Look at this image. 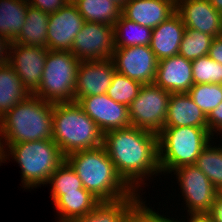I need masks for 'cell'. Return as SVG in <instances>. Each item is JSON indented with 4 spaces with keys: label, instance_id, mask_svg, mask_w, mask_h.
<instances>
[{
    "label": "cell",
    "instance_id": "obj_1",
    "mask_svg": "<svg viewBox=\"0 0 222 222\" xmlns=\"http://www.w3.org/2000/svg\"><path fill=\"white\" fill-rule=\"evenodd\" d=\"M102 146L118 175L137 193L144 190L147 179L161 174L158 134L129 126L104 133Z\"/></svg>",
    "mask_w": 222,
    "mask_h": 222
},
{
    "label": "cell",
    "instance_id": "obj_2",
    "mask_svg": "<svg viewBox=\"0 0 222 222\" xmlns=\"http://www.w3.org/2000/svg\"><path fill=\"white\" fill-rule=\"evenodd\" d=\"M65 160L81 179L83 187L100 201L119 200L134 192L118 175L103 146L75 151Z\"/></svg>",
    "mask_w": 222,
    "mask_h": 222
},
{
    "label": "cell",
    "instance_id": "obj_3",
    "mask_svg": "<svg viewBox=\"0 0 222 222\" xmlns=\"http://www.w3.org/2000/svg\"><path fill=\"white\" fill-rule=\"evenodd\" d=\"M53 111L54 103L30 94L0 118L3 144L53 139Z\"/></svg>",
    "mask_w": 222,
    "mask_h": 222
},
{
    "label": "cell",
    "instance_id": "obj_4",
    "mask_svg": "<svg viewBox=\"0 0 222 222\" xmlns=\"http://www.w3.org/2000/svg\"><path fill=\"white\" fill-rule=\"evenodd\" d=\"M66 157L103 145V133L77 102L54 103L53 139Z\"/></svg>",
    "mask_w": 222,
    "mask_h": 222
},
{
    "label": "cell",
    "instance_id": "obj_5",
    "mask_svg": "<svg viewBox=\"0 0 222 222\" xmlns=\"http://www.w3.org/2000/svg\"><path fill=\"white\" fill-rule=\"evenodd\" d=\"M3 147L5 161L12 158L19 164L25 189L47 185L53 172L65 161V156L52 139L3 144Z\"/></svg>",
    "mask_w": 222,
    "mask_h": 222
},
{
    "label": "cell",
    "instance_id": "obj_6",
    "mask_svg": "<svg viewBox=\"0 0 222 222\" xmlns=\"http://www.w3.org/2000/svg\"><path fill=\"white\" fill-rule=\"evenodd\" d=\"M212 138L208 128L164 127L158 133V157L161 174L169 175L178 167L195 164L201 151Z\"/></svg>",
    "mask_w": 222,
    "mask_h": 222
},
{
    "label": "cell",
    "instance_id": "obj_7",
    "mask_svg": "<svg viewBox=\"0 0 222 222\" xmlns=\"http://www.w3.org/2000/svg\"><path fill=\"white\" fill-rule=\"evenodd\" d=\"M79 63L71 51L49 50L41 83L33 94L51 103L75 102Z\"/></svg>",
    "mask_w": 222,
    "mask_h": 222
},
{
    "label": "cell",
    "instance_id": "obj_8",
    "mask_svg": "<svg viewBox=\"0 0 222 222\" xmlns=\"http://www.w3.org/2000/svg\"><path fill=\"white\" fill-rule=\"evenodd\" d=\"M170 95L154 83L142 85L128 106L131 126L158 134L164 128Z\"/></svg>",
    "mask_w": 222,
    "mask_h": 222
},
{
    "label": "cell",
    "instance_id": "obj_9",
    "mask_svg": "<svg viewBox=\"0 0 222 222\" xmlns=\"http://www.w3.org/2000/svg\"><path fill=\"white\" fill-rule=\"evenodd\" d=\"M172 172L182 190L187 215H206L220 192L194 164L178 167Z\"/></svg>",
    "mask_w": 222,
    "mask_h": 222
},
{
    "label": "cell",
    "instance_id": "obj_10",
    "mask_svg": "<svg viewBox=\"0 0 222 222\" xmlns=\"http://www.w3.org/2000/svg\"><path fill=\"white\" fill-rule=\"evenodd\" d=\"M114 50V26L87 21L75 36L71 47V52L80 61L109 59Z\"/></svg>",
    "mask_w": 222,
    "mask_h": 222
},
{
    "label": "cell",
    "instance_id": "obj_11",
    "mask_svg": "<svg viewBox=\"0 0 222 222\" xmlns=\"http://www.w3.org/2000/svg\"><path fill=\"white\" fill-rule=\"evenodd\" d=\"M111 59L115 70L128 78L142 85L154 82L158 60L150 46L115 48Z\"/></svg>",
    "mask_w": 222,
    "mask_h": 222
},
{
    "label": "cell",
    "instance_id": "obj_12",
    "mask_svg": "<svg viewBox=\"0 0 222 222\" xmlns=\"http://www.w3.org/2000/svg\"><path fill=\"white\" fill-rule=\"evenodd\" d=\"M48 51V48L41 46H27L19 43L10 45L8 64L15 69L17 76L30 94H33L41 83Z\"/></svg>",
    "mask_w": 222,
    "mask_h": 222
},
{
    "label": "cell",
    "instance_id": "obj_13",
    "mask_svg": "<svg viewBox=\"0 0 222 222\" xmlns=\"http://www.w3.org/2000/svg\"><path fill=\"white\" fill-rule=\"evenodd\" d=\"M77 103L103 134L131 126L128 107L115 102L106 93L82 97Z\"/></svg>",
    "mask_w": 222,
    "mask_h": 222
},
{
    "label": "cell",
    "instance_id": "obj_14",
    "mask_svg": "<svg viewBox=\"0 0 222 222\" xmlns=\"http://www.w3.org/2000/svg\"><path fill=\"white\" fill-rule=\"evenodd\" d=\"M84 23V18L72 1L49 14L47 48L52 51H71L74 38Z\"/></svg>",
    "mask_w": 222,
    "mask_h": 222
},
{
    "label": "cell",
    "instance_id": "obj_15",
    "mask_svg": "<svg viewBox=\"0 0 222 222\" xmlns=\"http://www.w3.org/2000/svg\"><path fill=\"white\" fill-rule=\"evenodd\" d=\"M115 71L111 58L80 61L76 77L75 102L82 97L105 94L111 85Z\"/></svg>",
    "mask_w": 222,
    "mask_h": 222
},
{
    "label": "cell",
    "instance_id": "obj_16",
    "mask_svg": "<svg viewBox=\"0 0 222 222\" xmlns=\"http://www.w3.org/2000/svg\"><path fill=\"white\" fill-rule=\"evenodd\" d=\"M176 12L186 29L222 36V14L208 0H176Z\"/></svg>",
    "mask_w": 222,
    "mask_h": 222
},
{
    "label": "cell",
    "instance_id": "obj_17",
    "mask_svg": "<svg viewBox=\"0 0 222 222\" xmlns=\"http://www.w3.org/2000/svg\"><path fill=\"white\" fill-rule=\"evenodd\" d=\"M153 83L171 94L188 93L194 85L192 61L179 54L159 60Z\"/></svg>",
    "mask_w": 222,
    "mask_h": 222
},
{
    "label": "cell",
    "instance_id": "obj_18",
    "mask_svg": "<svg viewBox=\"0 0 222 222\" xmlns=\"http://www.w3.org/2000/svg\"><path fill=\"white\" fill-rule=\"evenodd\" d=\"M176 12V0H128L121 14L151 29L159 26Z\"/></svg>",
    "mask_w": 222,
    "mask_h": 222
},
{
    "label": "cell",
    "instance_id": "obj_19",
    "mask_svg": "<svg viewBox=\"0 0 222 222\" xmlns=\"http://www.w3.org/2000/svg\"><path fill=\"white\" fill-rule=\"evenodd\" d=\"M184 32L185 25L177 12L152 29L150 49L158 61L179 54Z\"/></svg>",
    "mask_w": 222,
    "mask_h": 222
},
{
    "label": "cell",
    "instance_id": "obj_20",
    "mask_svg": "<svg viewBox=\"0 0 222 222\" xmlns=\"http://www.w3.org/2000/svg\"><path fill=\"white\" fill-rule=\"evenodd\" d=\"M187 126L208 128L207 116L188 93H173L170 95L164 127Z\"/></svg>",
    "mask_w": 222,
    "mask_h": 222
},
{
    "label": "cell",
    "instance_id": "obj_21",
    "mask_svg": "<svg viewBox=\"0 0 222 222\" xmlns=\"http://www.w3.org/2000/svg\"><path fill=\"white\" fill-rule=\"evenodd\" d=\"M141 196L134 191L126 198L101 201L92 211L72 222H129L130 212L142 201Z\"/></svg>",
    "mask_w": 222,
    "mask_h": 222
},
{
    "label": "cell",
    "instance_id": "obj_22",
    "mask_svg": "<svg viewBox=\"0 0 222 222\" xmlns=\"http://www.w3.org/2000/svg\"><path fill=\"white\" fill-rule=\"evenodd\" d=\"M101 201L84 187L78 192H65L55 202L57 222H72L92 211Z\"/></svg>",
    "mask_w": 222,
    "mask_h": 222
},
{
    "label": "cell",
    "instance_id": "obj_23",
    "mask_svg": "<svg viewBox=\"0 0 222 222\" xmlns=\"http://www.w3.org/2000/svg\"><path fill=\"white\" fill-rule=\"evenodd\" d=\"M48 19V13L29 5L22 30L11 43L47 48Z\"/></svg>",
    "mask_w": 222,
    "mask_h": 222
},
{
    "label": "cell",
    "instance_id": "obj_24",
    "mask_svg": "<svg viewBox=\"0 0 222 222\" xmlns=\"http://www.w3.org/2000/svg\"><path fill=\"white\" fill-rule=\"evenodd\" d=\"M29 95L15 69L10 64L2 66L0 68V118Z\"/></svg>",
    "mask_w": 222,
    "mask_h": 222
},
{
    "label": "cell",
    "instance_id": "obj_25",
    "mask_svg": "<svg viewBox=\"0 0 222 222\" xmlns=\"http://www.w3.org/2000/svg\"><path fill=\"white\" fill-rule=\"evenodd\" d=\"M29 3L24 0H0V36L13 42L22 30Z\"/></svg>",
    "mask_w": 222,
    "mask_h": 222
},
{
    "label": "cell",
    "instance_id": "obj_26",
    "mask_svg": "<svg viewBox=\"0 0 222 222\" xmlns=\"http://www.w3.org/2000/svg\"><path fill=\"white\" fill-rule=\"evenodd\" d=\"M85 21L114 26L122 8L111 0H71Z\"/></svg>",
    "mask_w": 222,
    "mask_h": 222
},
{
    "label": "cell",
    "instance_id": "obj_27",
    "mask_svg": "<svg viewBox=\"0 0 222 222\" xmlns=\"http://www.w3.org/2000/svg\"><path fill=\"white\" fill-rule=\"evenodd\" d=\"M114 37L115 48L150 46L152 29L131 21L121 14L114 24Z\"/></svg>",
    "mask_w": 222,
    "mask_h": 222
},
{
    "label": "cell",
    "instance_id": "obj_28",
    "mask_svg": "<svg viewBox=\"0 0 222 222\" xmlns=\"http://www.w3.org/2000/svg\"><path fill=\"white\" fill-rule=\"evenodd\" d=\"M213 141V142H212ZM212 139L196 159L197 166L211 181L214 187L222 191V145H214ZM214 145V146H213Z\"/></svg>",
    "mask_w": 222,
    "mask_h": 222
},
{
    "label": "cell",
    "instance_id": "obj_29",
    "mask_svg": "<svg viewBox=\"0 0 222 222\" xmlns=\"http://www.w3.org/2000/svg\"><path fill=\"white\" fill-rule=\"evenodd\" d=\"M47 184L52 187L53 203L65 192H78V189L83 188L81 179L66 160L53 172Z\"/></svg>",
    "mask_w": 222,
    "mask_h": 222
},
{
    "label": "cell",
    "instance_id": "obj_30",
    "mask_svg": "<svg viewBox=\"0 0 222 222\" xmlns=\"http://www.w3.org/2000/svg\"><path fill=\"white\" fill-rule=\"evenodd\" d=\"M215 37L194 29H186L182 36L179 55L193 61L199 57L208 55L212 41Z\"/></svg>",
    "mask_w": 222,
    "mask_h": 222
},
{
    "label": "cell",
    "instance_id": "obj_31",
    "mask_svg": "<svg viewBox=\"0 0 222 222\" xmlns=\"http://www.w3.org/2000/svg\"><path fill=\"white\" fill-rule=\"evenodd\" d=\"M142 84L115 71L110 87L106 94L117 103L126 105L138 96Z\"/></svg>",
    "mask_w": 222,
    "mask_h": 222
},
{
    "label": "cell",
    "instance_id": "obj_32",
    "mask_svg": "<svg viewBox=\"0 0 222 222\" xmlns=\"http://www.w3.org/2000/svg\"><path fill=\"white\" fill-rule=\"evenodd\" d=\"M188 94L207 116L222 102V85L216 83L195 84L190 88Z\"/></svg>",
    "mask_w": 222,
    "mask_h": 222
},
{
    "label": "cell",
    "instance_id": "obj_33",
    "mask_svg": "<svg viewBox=\"0 0 222 222\" xmlns=\"http://www.w3.org/2000/svg\"><path fill=\"white\" fill-rule=\"evenodd\" d=\"M192 76L195 84H222V64L208 55L192 61Z\"/></svg>",
    "mask_w": 222,
    "mask_h": 222
},
{
    "label": "cell",
    "instance_id": "obj_34",
    "mask_svg": "<svg viewBox=\"0 0 222 222\" xmlns=\"http://www.w3.org/2000/svg\"><path fill=\"white\" fill-rule=\"evenodd\" d=\"M146 201L142 200L131 212L129 222H178V219L166 217L164 213L161 215L152 207L145 204ZM151 207V208H150Z\"/></svg>",
    "mask_w": 222,
    "mask_h": 222
},
{
    "label": "cell",
    "instance_id": "obj_35",
    "mask_svg": "<svg viewBox=\"0 0 222 222\" xmlns=\"http://www.w3.org/2000/svg\"><path fill=\"white\" fill-rule=\"evenodd\" d=\"M71 0H29L30 6L38 8L45 13L51 14L65 7Z\"/></svg>",
    "mask_w": 222,
    "mask_h": 222
},
{
    "label": "cell",
    "instance_id": "obj_36",
    "mask_svg": "<svg viewBox=\"0 0 222 222\" xmlns=\"http://www.w3.org/2000/svg\"><path fill=\"white\" fill-rule=\"evenodd\" d=\"M209 133L214 137L222 132V102L207 115Z\"/></svg>",
    "mask_w": 222,
    "mask_h": 222
},
{
    "label": "cell",
    "instance_id": "obj_37",
    "mask_svg": "<svg viewBox=\"0 0 222 222\" xmlns=\"http://www.w3.org/2000/svg\"><path fill=\"white\" fill-rule=\"evenodd\" d=\"M206 216L211 222H222V195L219 193Z\"/></svg>",
    "mask_w": 222,
    "mask_h": 222
},
{
    "label": "cell",
    "instance_id": "obj_38",
    "mask_svg": "<svg viewBox=\"0 0 222 222\" xmlns=\"http://www.w3.org/2000/svg\"><path fill=\"white\" fill-rule=\"evenodd\" d=\"M208 56L222 64V36L215 37L212 41Z\"/></svg>",
    "mask_w": 222,
    "mask_h": 222
},
{
    "label": "cell",
    "instance_id": "obj_39",
    "mask_svg": "<svg viewBox=\"0 0 222 222\" xmlns=\"http://www.w3.org/2000/svg\"><path fill=\"white\" fill-rule=\"evenodd\" d=\"M10 45L11 42L9 40L3 36H0V68L8 64Z\"/></svg>",
    "mask_w": 222,
    "mask_h": 222
},
{
    "label": "cell",
    "instance_id": "obj_40",
    "mask_svg": "<svg viewBox=\"0 0 222 222\" xmlns=\"http://www.w3.org/2000/svg\"><path fill=\"white\" fill-rule=\"evenodd\" d=\"M188 216L186 218L187 221L185 220V218H184V221L182 220L183 218H181L178 220V222H185V221L186 222H211V220L206 215H188Z\"/></svg>",
    "mask_w": 222,
    "mask_h": 222
},
{
    "label": "cell",
    "instance_id": "obj_41",
    "mask_svg": "<svg viewBox=\"0 0 222 222\" xmlns=\"http://www.w3.org/2000/svg\"><path fill=\"white\" fill-rule=\"evenodd\" d=\"M212 6L222 14V0H208Z\"/></svg>",
    "mask_w": 222,
    "mask_h": 222
},
{
    "label": "cell",
    "instance_id": "obj_42",
    "mask_svg": "<svg viewBox=\"0 0 222 222\" xmlns=\"http://www.w3.org/2000/svg\"><path fill=\"white\" fill-rule=\"evenodd\" d=\"M4 154H5V152H4L3 142L0 138V166L2 165L1 163H5Z\"/></svg>",
    "mask_w": 222,
    "mask_h": 222
},
{
    "label": "cell",
    "instance_id": "obj_43",
    "mask_svg": "<svg viewBox=\"0 0 222 222\" xmlns=\"http://www.w3.org/2000/svg\"><path fill=\"white\" fill-rule=\"evenodd\" d=\"M116 2L121 8L128 0H111Z\"/></svg>",
    "mask_w": 222,
    "mask_h": 222
}]
</instances>
